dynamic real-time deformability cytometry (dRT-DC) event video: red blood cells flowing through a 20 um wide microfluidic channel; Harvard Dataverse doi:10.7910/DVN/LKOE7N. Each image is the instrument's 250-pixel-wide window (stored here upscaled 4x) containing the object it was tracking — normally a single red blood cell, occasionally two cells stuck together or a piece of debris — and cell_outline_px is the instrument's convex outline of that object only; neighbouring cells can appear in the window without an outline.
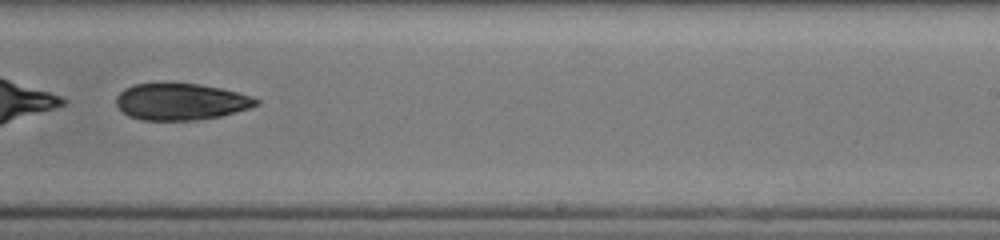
{"species": "human", "species_latin": "Homo sapiens", "temperature_condition": "cold", "stored_images_in_passage": 52, "segment_of_instrument_passage": [2, 2], "camera_frame_rate_fps": 3000, "um_per_image_px": 0.085, "donor": {"sex": "male"}, "frame": {"image": 1, "passage_image": 35, "time_ms": 11.333, "image_size_px": [1000, 240], "cell_outline_px": [[260, 104], [248, 108], [220, 116], [196, 120], [140, 120], [128, 116], [116, 104], [116, 96], [124, 88], [132, 84], [196, 84], [220, 88], [252, 96], [260, 100]], "centroid_in_image_um": [15.36, 8.65], "position_along_channel_um": 273.6, "area_um2": 29.65}}